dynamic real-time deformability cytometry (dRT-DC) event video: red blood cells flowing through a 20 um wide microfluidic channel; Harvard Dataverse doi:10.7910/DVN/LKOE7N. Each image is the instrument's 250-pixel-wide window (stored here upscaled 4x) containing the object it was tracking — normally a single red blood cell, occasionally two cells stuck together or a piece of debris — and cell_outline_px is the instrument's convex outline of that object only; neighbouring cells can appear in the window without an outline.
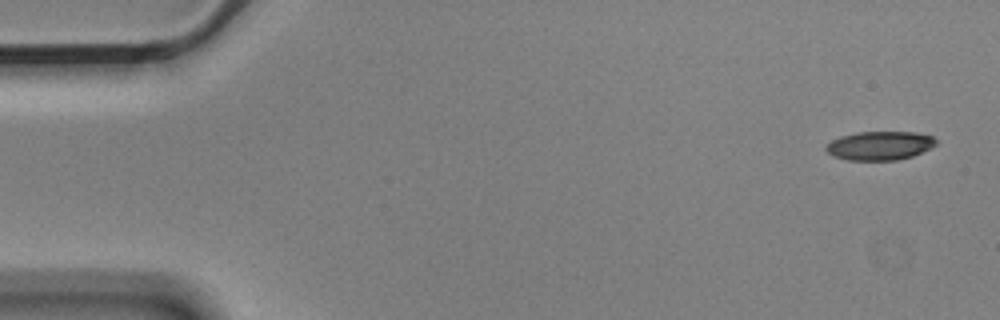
{"species": "Egyptian fruit bat (a non-hibernating species)", "species_latin": "Rousettus aegyptiacus", "temperature_condition": "cold", "stored_images_in_passage": 5, "camera_frame_rate_fps": 3000, "um_per_image_px": 0.085, "animal": {"sex": "male"}, "frame": {"image": 1, "passage_image": 1, "time_ms": 0.0, "image_size_px": [1000, 320], "cell_outline_px": [[936, 144], [932, 148], [912, 156], [896, 160], [848, 160], [832, 156], [824, 148], [832, 140], [840, 136], [856, 132], [916, 132], [932, 136], [936, 140]], "centroid_in_image_um": [74.78, 12.38], "position_along_channel_um": 10.2, "area_um2": 18.5}}
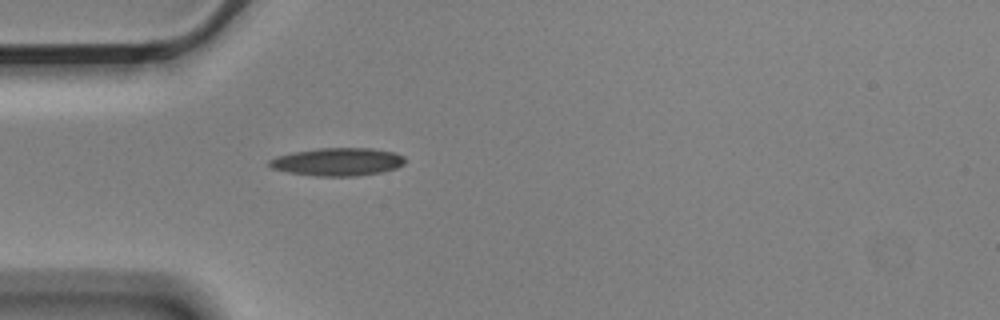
{"frame": {"image": 2, "passage_image": 5, "time_ms": 1.333, "image_size_px": [1000, 320], "cell_outline_px": [[404, 164], [396, 168], [380, 172], [356, 176], [316, 176], [288, 172], [272, 168], [268, 164], [268, 160], [276, 156], [292, 152], [316, 148], [372, 148], [392, 152], [404, 156]], "centroid_in_image_um": [28.67, 13.75], "position_along_channel_um": 56.3, "area_um2": 22.08}}